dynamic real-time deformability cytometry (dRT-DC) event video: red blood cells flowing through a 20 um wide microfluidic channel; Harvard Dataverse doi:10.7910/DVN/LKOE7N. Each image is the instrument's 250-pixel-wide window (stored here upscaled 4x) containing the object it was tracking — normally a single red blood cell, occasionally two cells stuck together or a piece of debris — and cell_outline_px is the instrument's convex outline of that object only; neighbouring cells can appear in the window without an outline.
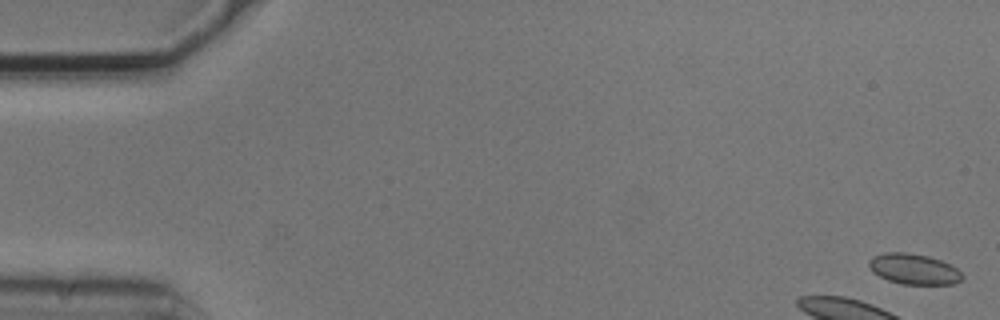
{"species": "common noctule bat (a hibernating species)", "species_latin": "Nyctalus noctula", "temperature_condition": "cold", "stored_images_in_passage": 6, "camera_frame_rate_fps": 3000, "um_per_image_px": 0.085, "animal": {"sex": "male", "body_mass_g": 20.5, "forearm_length_mm": 52.5}, "frame": {"image": 1, "passage_image": 1, "time_ms": 0.0, "image_size_px": [1000, 320], "cell_outline_px": [[964, 276], [960, 280], [952, 284], [900, 284], [888, 280], [872, 272], [868, 264], [868, 260], [872, 256], [884, 252], [904, 252], [928, 256], [940, 260], [956, 268]], "centroid_in_image_um": [77.63, 22.86], "position_along_channel_um": 7.4, "area_um2": 16.59}}